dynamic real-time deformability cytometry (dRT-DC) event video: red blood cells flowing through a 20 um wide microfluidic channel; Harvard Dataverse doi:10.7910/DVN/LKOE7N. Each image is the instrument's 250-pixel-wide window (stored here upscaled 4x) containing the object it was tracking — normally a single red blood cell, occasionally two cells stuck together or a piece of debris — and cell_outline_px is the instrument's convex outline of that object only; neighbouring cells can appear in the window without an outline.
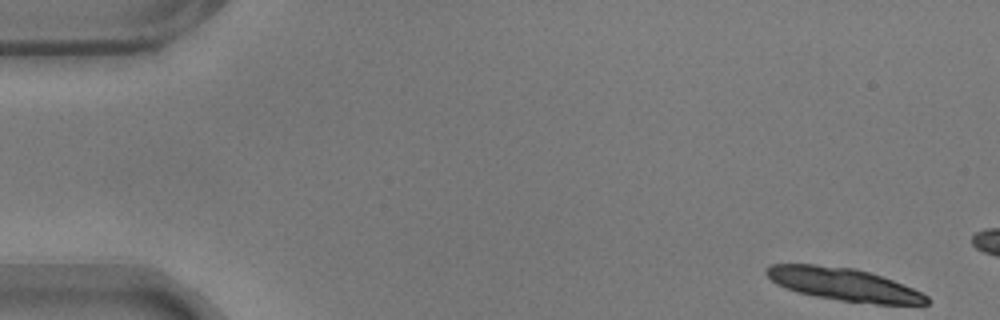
{"species": "common noctule bat (a hibernating species)", "species_latin": "Nyctalus noctula", "temperature_condition": "warm", "stored_images_in_passage": 11, "camera_frame_rate_fps": 3000, "um_per_image_px": 0.085, "animal": {"sex": "male", "body_mass_g": 17.9}, "frame": {"image": 1, "passage_image": 1, "time_ms": 0.0, "image_size_px": [1000, 320], "cell_outline_px": [[928, 304], [876, 304], [840, 300], [816, 296], [796, 292], [776, 284], [764, 272], [772, 264], [816, 264], [856, 268], [892, 280], [912, 288], [928, 296]], "centroid_in_image_um": [71.69, 24.16], "position_along_channel_um": 13.3, "area_um2": 30.29}}